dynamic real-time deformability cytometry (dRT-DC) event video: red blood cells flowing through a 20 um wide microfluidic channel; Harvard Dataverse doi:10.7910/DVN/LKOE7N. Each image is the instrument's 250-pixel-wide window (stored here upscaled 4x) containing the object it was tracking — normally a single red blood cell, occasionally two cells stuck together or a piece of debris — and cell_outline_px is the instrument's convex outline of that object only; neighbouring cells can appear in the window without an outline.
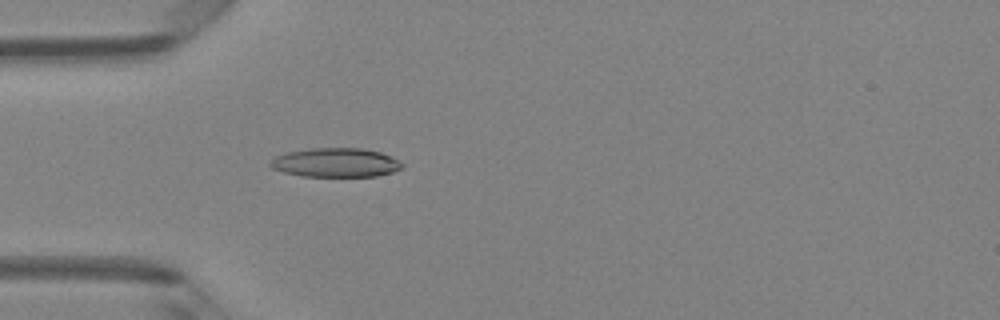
{"species": "Egyptian fruit bat (a non-hibernating species)", "species_latin": "Rousettus aegyptiacus", "temperature_condition": "room temperature", "stored_images_in_passage": 47, "camera_frame_rate_fps": 3000, "um_per_image_px": 0.085, "animal": {"sex": "female"}, "frame": {"image": 1, "passage_image": 14, "time_ms": 4.333, "image_size_px": [1000, 320], "cell_outline_px": [[404, 168], [392, 172], [376, 176], [300, 176], [284, 172], [272, 168], [268, 164], [276, 156], [288, 152], [312, 148], [360, 148], [380, 152], [404, 164]], "centroid_in_image_um": [28.53, 13.82], "position_along_channel_um": 56.5, "area_um2": 22.14}}
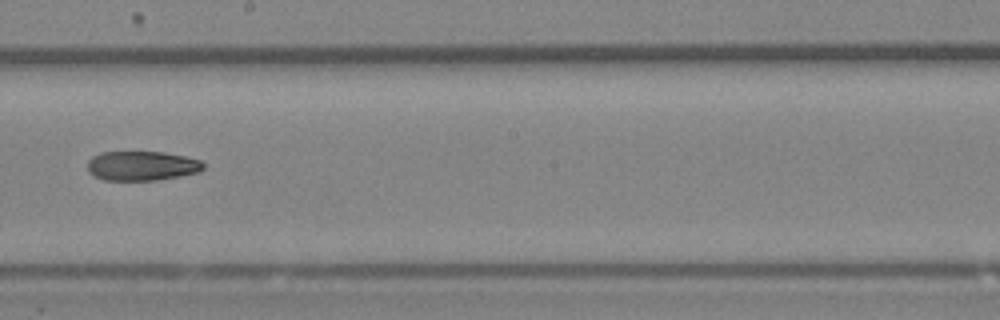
{"frame": {"image": 2, "passage_image": 27, "time_ms": 8.667, "image_size_px": [1000, 320], "cell_outline_px": [[204, 168], [200, 172], [180, 176], [156, 180], [104, 180], [88, 172], [88, 160], [92, 156], [100, 152], [164, 152], [184, 156], [200, 160], [204, 164]], "centroid_in_image_um": [12.06, 14.09], "position_along_channel_um": 236.1, "area_um2": 19.94}}
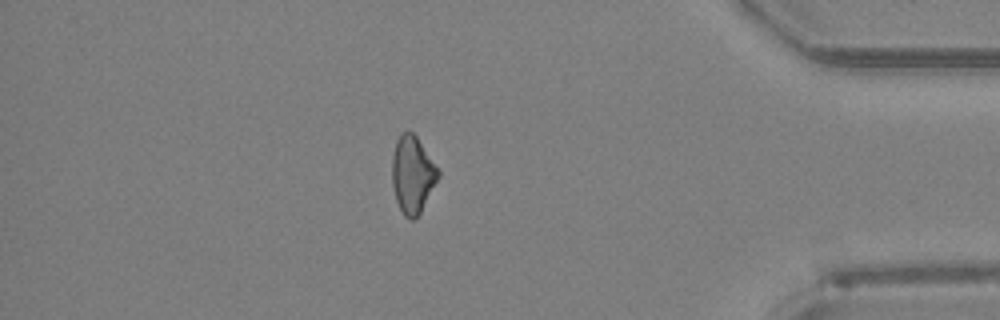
{"frame": {"image": 3, "passage_image": 41, "time_ms": 13.333, "image_size_px": [1000, 320], "cell_outline_px": [[440, 176], [420, 212], [412, 220], [408, 220], [404, 216], [396, 200], [392, 184], [392, 156], [396, 140], [400, 132], [412, 132], [416, 136], [440, 172]], "centroid_in_image_um": [35.04, 14.83], "position_along_channel_um": 400.2, "area_um2": 20.52}, "authors_computed_cell_mechanics": {"area_um2": 21.4438, "velocity_mm_per_s": 4.2806, "shape_relaxation_time_tau1_ms": null, "shape_relaxation_time_tau2_ms": 11.2156, "deformation_change_tau1": null, "deformation_change_tau2": 0.2316}}